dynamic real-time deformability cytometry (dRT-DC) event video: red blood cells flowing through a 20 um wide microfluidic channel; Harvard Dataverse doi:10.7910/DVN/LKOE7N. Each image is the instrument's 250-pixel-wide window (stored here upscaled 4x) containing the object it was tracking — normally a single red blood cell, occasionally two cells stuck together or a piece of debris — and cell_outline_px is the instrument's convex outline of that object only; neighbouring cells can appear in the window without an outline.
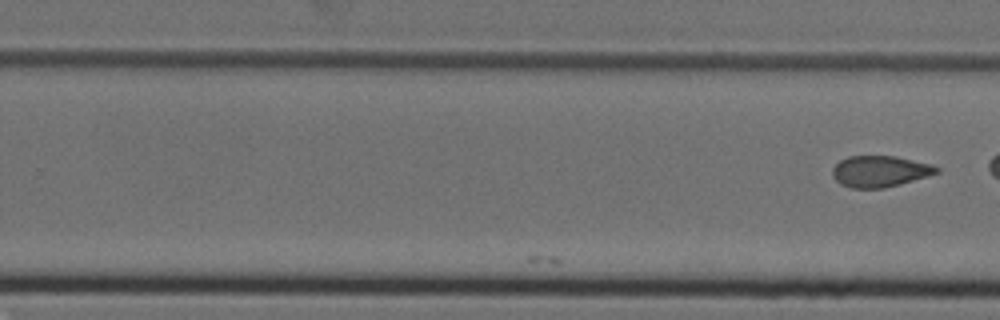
{"species": "Egyptian fruit bat (a non-hibernating species)", "species_latin": "Rousettus aegyptiacus", "temperature_condition": "cold", "stored_images_in_passage": 19, "camera_frame_rate_fps": 3000, "um_per_image_px": 0.085, "animal": {"sex": "female"}, "frame": {"image": 1, "passage_image": 19, "time_ms": 6.0, "image_size_px": [1000, 320], "cell_outline_px": [[940, 172], [928, 176], [900, 184], [884, 188], [852, 188], [840, 184], [832, 176], [832, 168], [840, 160], [848, 156], [896, 156], [932, 164], [940, 168]], "centroid_in_image_um": [74.8, 14.56], "position_along_channel_um": 255.0, "area_um2": 19.07}}